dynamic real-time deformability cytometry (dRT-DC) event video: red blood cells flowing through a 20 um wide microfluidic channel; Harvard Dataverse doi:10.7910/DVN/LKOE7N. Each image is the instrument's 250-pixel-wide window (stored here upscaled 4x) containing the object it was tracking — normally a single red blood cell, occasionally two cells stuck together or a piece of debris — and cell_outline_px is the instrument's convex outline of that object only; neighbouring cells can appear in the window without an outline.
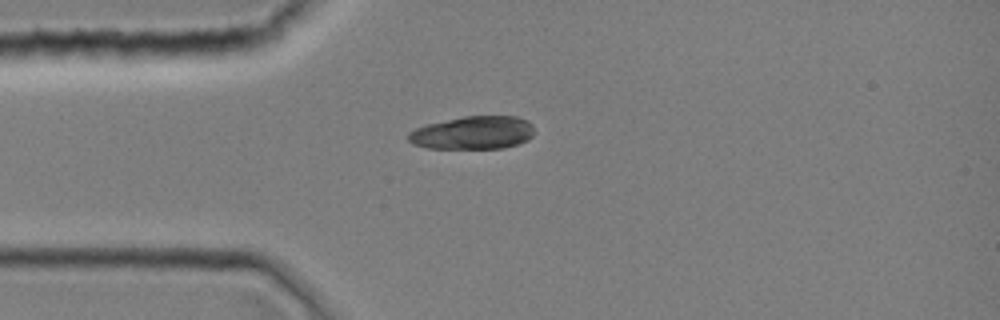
{"species": "common noctule bat (a hibernating species)", "species_latin": "Nyctalus noctula", "temperature_condition": "room temperature", "stored_images_in_passage": 30, "camera_frame_rate_fps": 3000, "um_per_image_px": 0.085, "animal": {"sex": "female", "body_mass_g": 19.0, "forearm_length_mm": 51.5}, "frame": {"image": 1, "passage_image": 1, "time_ms": 0.0, "image_size_px": [1000, 320], "cell_outline_px": [[532, 136], [528, 140], [504, 148], [428, 148], [412, 144], [408, 140], [408, 132], [416, 128], [428, 124], [464, 116], [516, 116], [528, 120], [532, 124]], "centroid_in_image_um": [40.2, 11.28], "position_along_channel_um": 44.8, "area_um2": 24.22}}
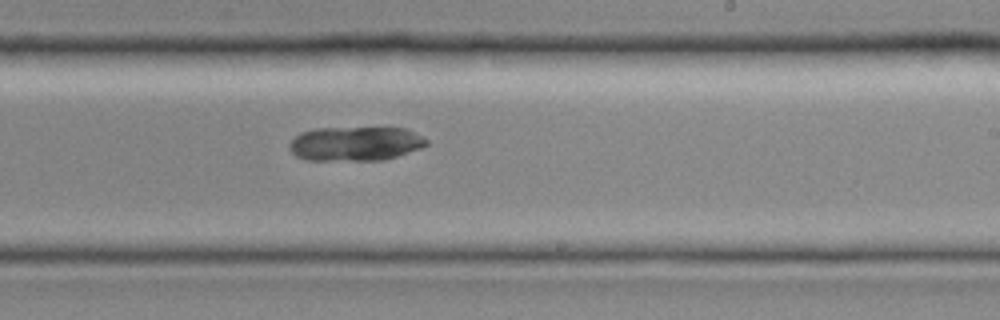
{"frame": {"image": 2, "passage_image": 15, "time_ms": 4.667, "image_size_px": [1000, 320], "cell_outline_px": [[428, 144], [420, 148], [384, 160], [304, 160], [296, 156], [288, 148], [288, 144], [300, 132], [316, 128], [404, 128], [428, 140]], "centroid_in_image_um": [30.15, 12.21], "position_along_channel_um": 258.8, "area_um2": 27.28}}
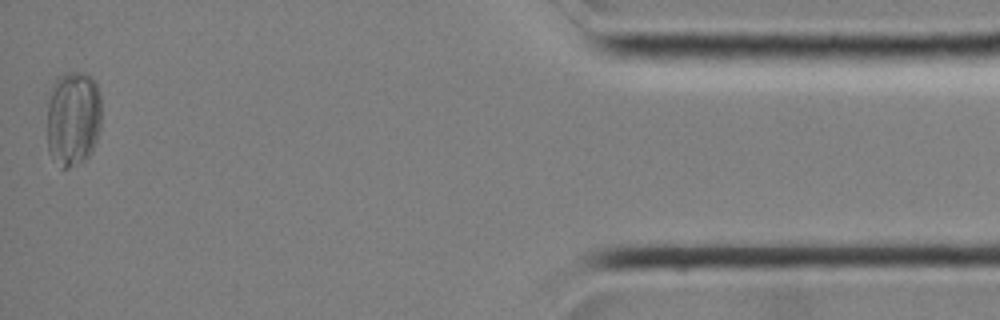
{"frame": {"image": 3, "passage_image": 30, "time_ms": 9.667, "image_size_px": [1000, 320], "cell_outline_px": [[100, 128], [92, 152], [84, 160], [68, 168], [64, 168], [48, 152], [44, 84], [56, 76], [64, 72], [84, 72], [92, 76], [96, 84], [100, 96]], "centroid_in_image_um": [6.11, 9.94], "position_along_channel_um": 429.1, "area_um2": 32.02}}